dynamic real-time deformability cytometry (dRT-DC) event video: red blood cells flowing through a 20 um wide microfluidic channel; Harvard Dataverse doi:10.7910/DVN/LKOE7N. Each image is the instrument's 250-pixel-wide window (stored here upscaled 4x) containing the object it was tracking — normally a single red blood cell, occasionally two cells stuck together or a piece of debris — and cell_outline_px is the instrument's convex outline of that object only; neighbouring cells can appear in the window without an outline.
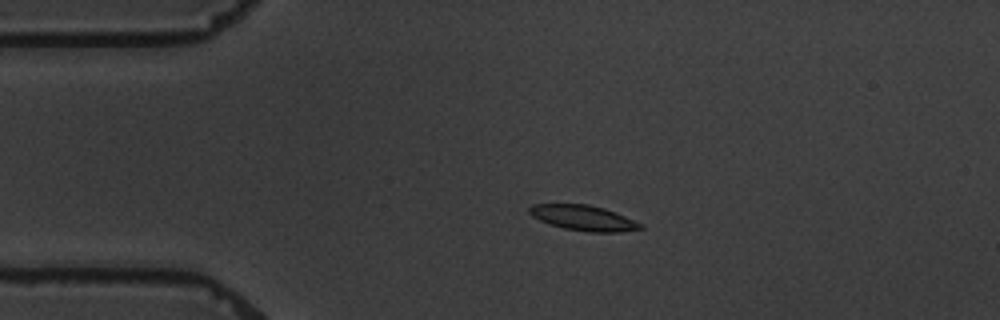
{"species": "common noctule bat (a hibernating species)", "species_latin": "Nyctalus noctula", "temperature_condition": "warm", "stored_images_in_passage": 4, "camera_frame_rate_fps": 3000, "um_per_image_px": 0.085, "animal": {"sex": "male", "body_mass_g": 19.5, "forearm_length_mm": 54.6}, "frame": {"image": 1, "passage_image": 3, "time_ms": 3.333, "image_size_px": [1000, 320], "cell_outline_px": [[644, 228], [620, 232], [588, 232], [564, 228], [540, 220], [532, 216], [528, 212], [528, 208], [532, 204], [588, 204], [604, 208], [616, 212], [644, 224]], "centroid_in_image_um": [49.63, 18.52], "position_along_channel_um": 35.4, "area_um2": 16.42}}